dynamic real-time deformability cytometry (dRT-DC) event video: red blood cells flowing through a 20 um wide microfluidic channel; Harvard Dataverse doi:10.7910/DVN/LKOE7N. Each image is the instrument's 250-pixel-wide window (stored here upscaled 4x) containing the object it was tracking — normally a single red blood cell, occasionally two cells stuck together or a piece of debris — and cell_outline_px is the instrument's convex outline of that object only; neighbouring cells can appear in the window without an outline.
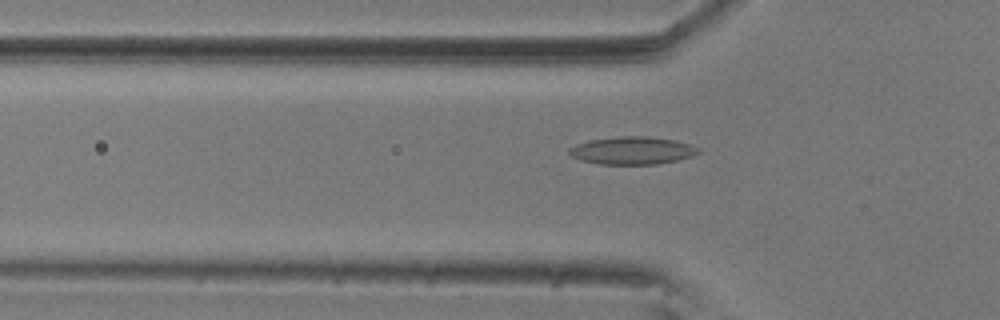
{"species": "common noctule bat (a hibernating species)", "species_latin": "Nyctalus noctula", "temperature_condition": "room temperature", "stored_images_in_passage": 40, "camera_frame_rate_fps": 3000, "um_per_image_px": 0.085, "animal": {"sex": "male", "body_mass_g": 20.5, "forearm_length_mm": 52.5}, "frame": {"image": 1, "passage_image": 2, "time_ms": 0.333, "image_size_px": [1000, 320], "cell_outline_px": [[700, 152], [692, 156], [676, 160], [656, 164], [600, 164], [580, 160], [572, 156], [568, 152], [568, 148], [576, 144], [588, 140], [620, 136], [648, 136], [676, 140], [700, 148]], "centroid_in_image_um": [53.73, 12.79], "position_along_channel_um": 72.1, "area_um2": 20.87}}
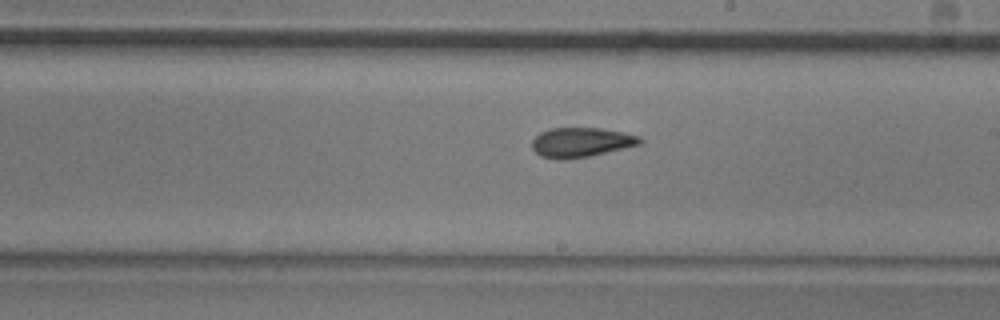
{"frame": {"image": 2, "passage_image": 16, "time_ms": 5.0, "image_size_px": [1000, 320], "cell_outline_px": [[644, 140], [640, 144], [588, 156], [560, 160], [556, 160], [540, 156], [532, 148], [532, 140], [540, 132], [552, 128], [600, 128], [640, 136]], "centroid_in_image_um": [49.35, 12.1], "position_along_channel_um": 239.6, "area_um2": 18.44}}
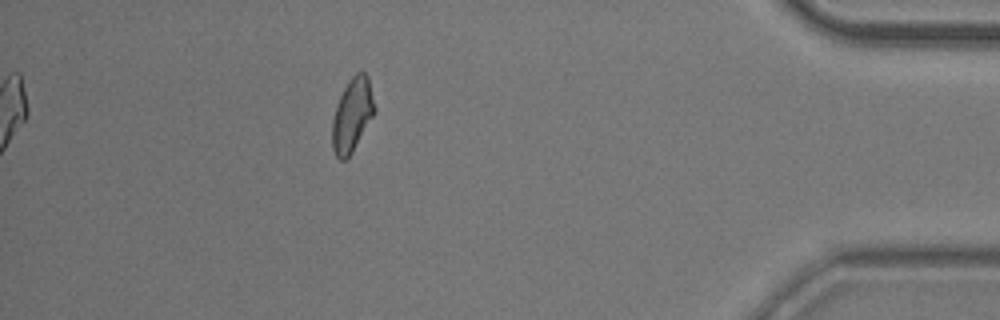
{"frame": {"image": 3, "passage_image": 34, "time_ms": 11.0, "image_size_px": [1000, 320], "cell_outline_px": [[376, 112], [352, 152], [344, 160], [340, 160], [336, 156], [332, 148], [332, 120], [336, 104], [348, 80], [356, 72], [364, 72], [368, 76], [376, 108]], "centroid_in_image_um": [29.94, 9.76], "position_along_channel_um": 405.3, "area_um2": 18.26}, "authors_computed_cell_mechanics": {"area_um2": 18.4093, "velocity_mm_per_s": 3.5708, "shape_relaxation_time_tau1_ms": null, "shape_relaxation_time_tau2_ms": 3.1653, "deformation_change_tau1": null, "deformation_change_tau2": 0.11}}